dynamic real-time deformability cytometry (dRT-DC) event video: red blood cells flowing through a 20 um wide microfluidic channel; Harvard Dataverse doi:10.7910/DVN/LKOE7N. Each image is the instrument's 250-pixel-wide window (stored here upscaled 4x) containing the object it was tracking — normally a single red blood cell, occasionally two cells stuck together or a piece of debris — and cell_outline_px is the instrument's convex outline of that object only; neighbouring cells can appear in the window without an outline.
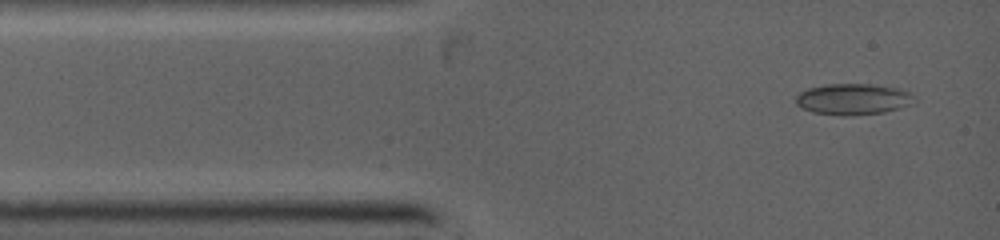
{"species": "common noctule bat (a hibernating species)", "species_latin": "Nyctalus noctula", "temperature_condition": "warm", "stored_images_in_passage": 44, "camera_frame_rate_fps": 5000, "um_per_image_px": 0.085, "animal": {"sex": "female", "body_mass_g": 19.0, "forearm_length_mm": 53.3}, "frame": {"image": 1, "passage_image": 3, "time_ms": 0.4, "image_size_px": [1000, 240], "cell_outline_px": [[916, 100], [912, 104], [900, 108], [884, 112], [844, 116], [812, 112], [796, 104], [796, 96], [800, 92], [808, 88], [828, 84], [872, 84], [896, 88], [908, 92]], "centroid_in_image_um": [72.5, 8.43], "position_along_channel_um": 12.5, "area_um2": 21.33}}
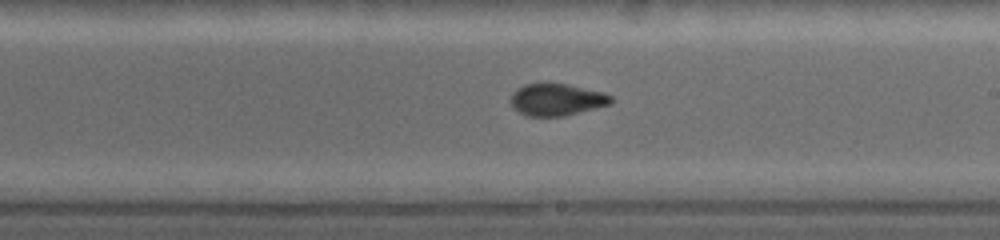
{"frame": {"image": 2, "passage_image": 24, "time_ms": 6.2, "image_size_px": [1000, 240], "cell_outline_px": [[612, 104], [564, 116], [528, 116], [512, 108], [512, 92], [516, 88], [524, 84], [568, 84], [604, 92], [612, 96]], "centroid_in_image_um": [47.34, 8.47], "position_along_channel_um": 241.7, "area_um2": 18.67}}
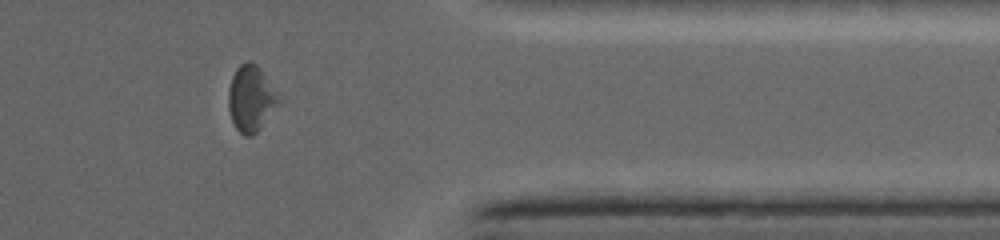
{"frame": {"image": 3, "passage_image": 38, "time_ms": 9.6, "image_size_px": [1000, 240], "cell_outline_px": [[284, 100], [260, 128], [252, 136], [244, 136], [236, 128], [232, 120], [228, 108], [228, 88], [232, 76], [236, 68], [240, 64], [248, 60], [256, 64], [260, 68]], "centroid_in_image_um": [21.37, 8.36], "position_along_channel_um": 390.0, "area_um2": 19.77}}